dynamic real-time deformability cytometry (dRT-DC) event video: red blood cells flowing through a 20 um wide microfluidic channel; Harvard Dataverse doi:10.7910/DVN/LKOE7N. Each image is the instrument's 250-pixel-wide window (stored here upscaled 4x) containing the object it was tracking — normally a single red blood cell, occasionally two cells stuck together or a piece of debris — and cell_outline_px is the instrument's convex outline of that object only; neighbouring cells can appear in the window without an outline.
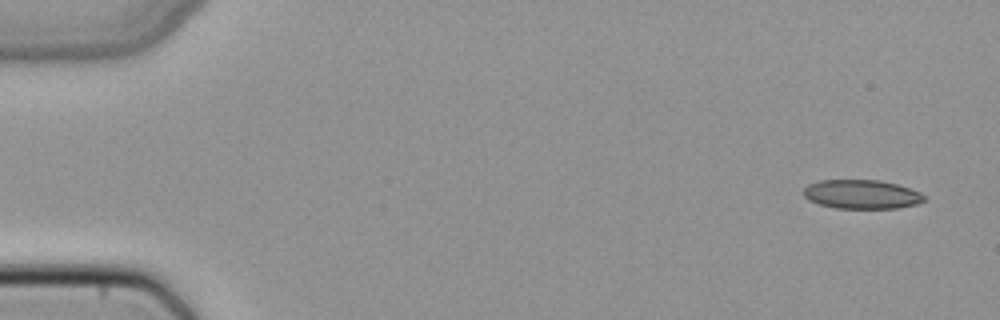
{"species": "common noctule bat (a hibernating species)", "species_latin": "Nyctalus noctula", "temperature_condition": "cold", "stored_images_in_passage": 15, "camera_frame_rate_fps": 3000, "um_per_image_px": 0.085, "animal": {"sex": "female", "body_mass_g": 22.7, "forearm_length_mm": 54.2}, "frame": {"image": 1, "passage_image": 1, "time_ms": 0.0, "image_size_px": [1000, 320], "cell_outline_px": [[924, 200], [916, 204], [896, 208], [836, 208], [820, 204], [808, 200], [804, 196], [804, 188], [808, 184], [820, 180], [880, 180], [896, 184], [920, 192], [924, 196]], "centroid_in_image_um": [73.21, 16.51], "position_along_channel_um": 11.8, "area_um2": 20.23}}
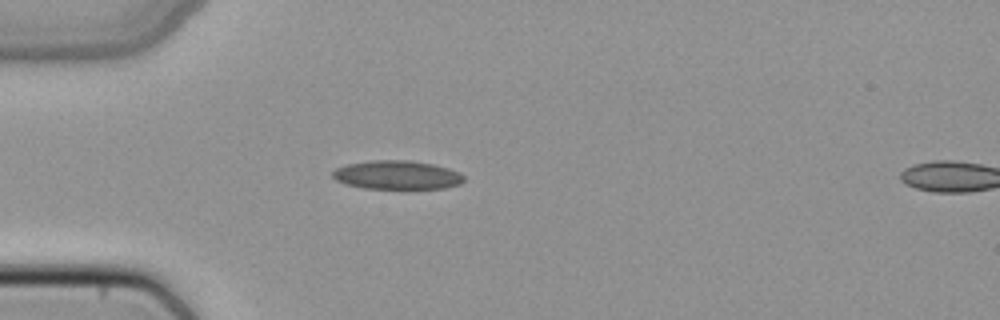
{"frame": {"image": 2, "passage_image": 13, "time_ms": 4.0, "image_size_px": [1000, 320], "cell_outline_px": [[464, 180], [460, 184], [444, 188], [364, 188], [344, 184], [336, 180], [332, 176], [332, 172], [336, 168], [348, 164], [372, 160], [408, 160], [432, 164], [448, 168], [460, 172], [464, 176]], "centroid_in_image_um": [33.74, 14.87], "position_along_channel_um": 51.3, "area_um2": 21.91}}